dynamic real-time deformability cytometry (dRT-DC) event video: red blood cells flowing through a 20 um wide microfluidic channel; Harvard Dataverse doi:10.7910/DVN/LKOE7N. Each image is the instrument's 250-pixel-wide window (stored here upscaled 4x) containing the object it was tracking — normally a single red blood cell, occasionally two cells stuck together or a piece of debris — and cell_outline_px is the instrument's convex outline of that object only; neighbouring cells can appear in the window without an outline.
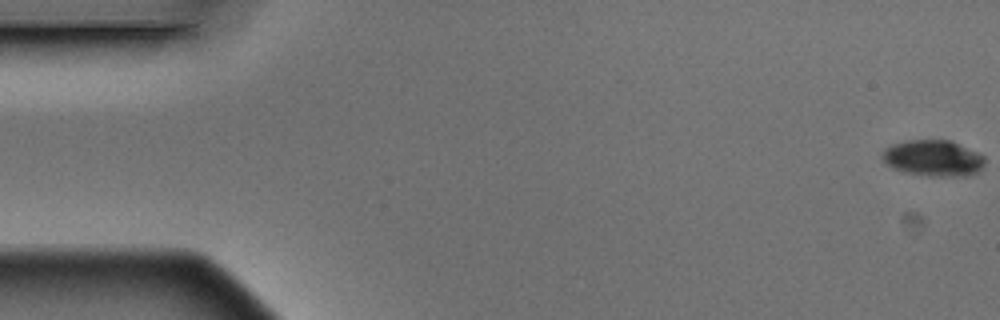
{"species": "Egyptian fruit bat (a non-hibernating species)", "species_latin": "Rousettus aegyptiacus", "temperature_condition": "warm", "stored_images_in_passage": 6, "camera_frame_rate_fps": 3000, "um_per_image_px": 0.085, "animal": {"sex": "male"}, "frame": {"image": 1, "passage_image": 1, "time_ms": 0.0, "image_size_px": [1000, 320], "cell_outline_px": [[984, 164], [972, 176], [928, 176], [904, 172], [892, 168], [880, 156], [884, 148], [892, 144], [908, 140], [952, 140], [984, 156]], "centroid_in_image_um": [79.3, 13.44], "position_along_channel_um": 5.7, "area_um2": 21.68}}
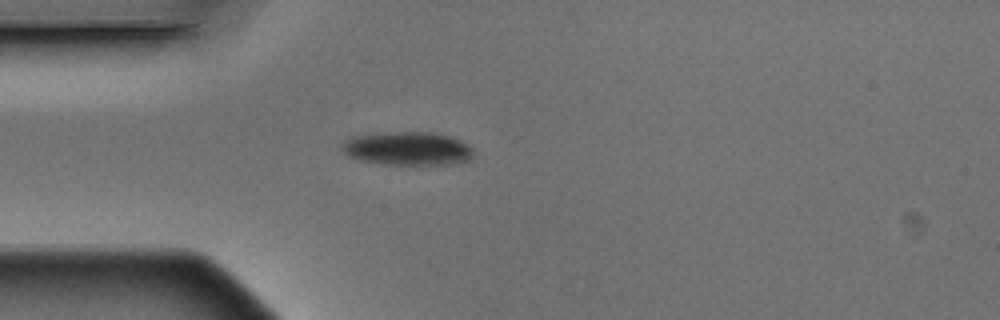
{"frame": {"image": 2, "passage_image": 5, "time_ms": 1.333, "image_size_px": [1000, 320], "cell_outline_px": [[472, 156], [468, 160], [456, 164], [384, 164], [360, 160], [348, 156], [340, 148], [344, 140], [352, 136], [376, 132], [432, 132], [452, 136], [468, 144], [472, 148]], "centroid_in_image_um": [34.62, 12.61], "position_along_channel_um": 50.4, "area_um2": 25.95}}